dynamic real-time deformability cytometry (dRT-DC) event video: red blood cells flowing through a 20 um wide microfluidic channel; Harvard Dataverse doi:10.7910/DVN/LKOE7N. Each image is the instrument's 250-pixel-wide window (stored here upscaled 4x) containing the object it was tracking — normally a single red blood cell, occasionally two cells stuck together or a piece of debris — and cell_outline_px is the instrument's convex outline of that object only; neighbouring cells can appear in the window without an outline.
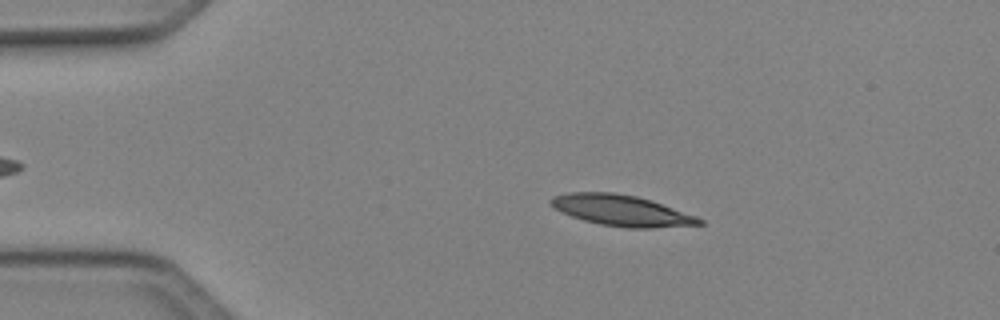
{"species": "Egyptian fruit bat (a non-hibernating species)", "species_latin": "Rousettus aegyptiacus", "temperature_condition": "cold", "stored_images_in_passage": 13, "camera_frame_rate_fps": 3000, "um_per_image_px": 0.085, "animal": {"sex": "female"}, "frame": {"image": 1, "passage_image": 10, "time_ms": 3.0, "image_size_px": [1000, 320], "cell_outline_px": [[704, 224], [652, 228], [628, 228], [600, 224], [584, 220], [572, 216], [556, 208], [548, 200], [552, 196], [568, 192], [612, 192], [636, 196], [652, 200], [696, 216], [704, 220]], "centroid_in_image_um": [52.85, 17.88], "position_along_channel_um": 32.2, "area_um2": 26.59}}